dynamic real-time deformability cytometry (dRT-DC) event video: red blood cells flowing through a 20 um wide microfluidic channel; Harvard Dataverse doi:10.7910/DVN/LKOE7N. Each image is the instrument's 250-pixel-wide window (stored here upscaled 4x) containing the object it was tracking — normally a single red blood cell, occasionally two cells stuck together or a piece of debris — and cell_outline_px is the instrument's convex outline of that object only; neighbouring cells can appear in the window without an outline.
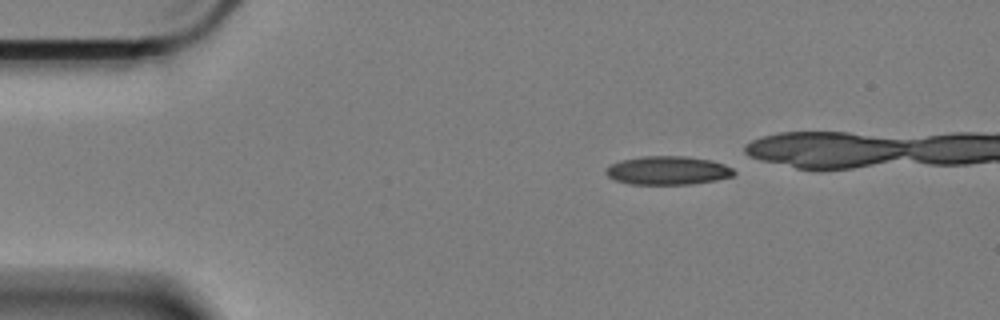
{"species": "Egyptian fruit bat (a non-hibernating species)", "species_latin": "Rousettus aegyptiacus", "temperature_condition": "cold", "stored_images_in_passage": 38, "camera_frame_rate_fps": 3000, "um_per_image_px": 0.085, "animal": {"sex": "female"}, "frame": {"image": 1, "passage_image": 1, "time_ms": 0.0, "image_size_px": [1000, 320], "cell_outline_px": [[736, 172], [732, 176], [716, 180], [692, 184], [628, 184], [616, 180], [608, 176], [604, 172], [612, 164], [620, 160], [640, 156], [688, 156], [712, 160], [724, 164], [732, 168]], "centroid_in_image_um": [56.77, 14.48], "position_along_channel_um": 28.2, "area_um2": 21.39}}
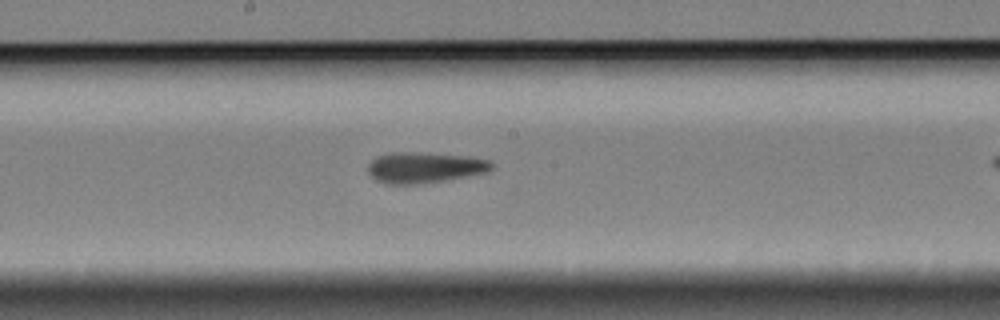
{"frame": {"image": 2, "passage_image": 22, "time_ms": 7.0, "image_size_px": [1000, 320], "cell_outline_px": [[492, 168], [488, 172], [444, 180], [420, 184], [384, 184], [376, 180], [368, 172], [368, 164], [376, 156], [392, 152], [400, 152], [468, 156], [488, 160], [492, 164]], "centroid_in_image_um": [36.04, 14.25], "position_along_channel_um": 212.2, "area_um2": 21.96}}
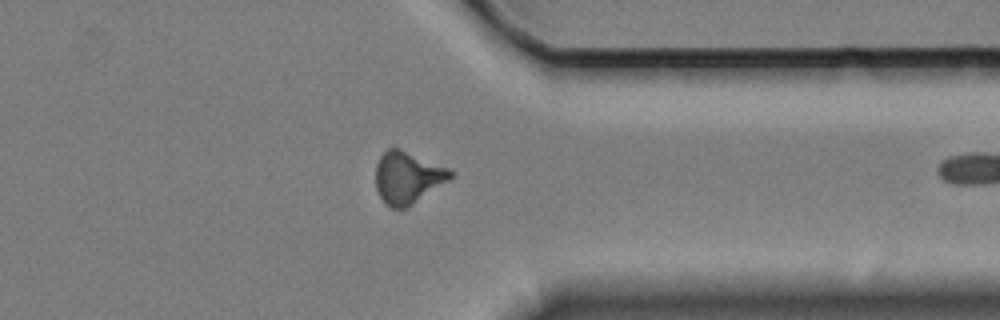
{"frame": {"image": 3, "passage_image": 37, "time_ms": 12.0, "image_size_px": [1000, 320], "cell_outline_px": [[456, 176], [404, 208], [392, 208], [384, 204], [376, 188], [376, 164], [380, 156], [388, 148], [400, 148], [448, 168], [456, 172]], "centroid_in_image_um": [34.65, 15.07], "position_along_channel_um": 376.7, "area_um2": 22.54}}